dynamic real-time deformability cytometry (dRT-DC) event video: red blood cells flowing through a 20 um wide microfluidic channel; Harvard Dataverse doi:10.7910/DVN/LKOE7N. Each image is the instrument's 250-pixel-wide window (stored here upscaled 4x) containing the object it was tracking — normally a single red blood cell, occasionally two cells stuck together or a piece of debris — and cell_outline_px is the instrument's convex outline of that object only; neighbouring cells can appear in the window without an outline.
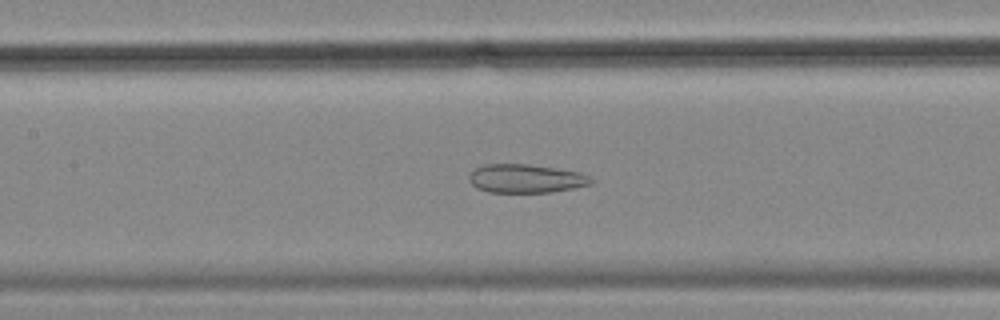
{"species": "common noctule bat (a hibernating species)", "species_latin": "Nyctalus noctula", "temperature_condition": "cold", "stored_images_in_passage": 55, "camera_frame_rate_fps": 3000, "um_per_image_px": 0.085, "animal": {"sex": "female", "body_mass_g": 18.4}, "frame": {"image": 1, "passage_image": 25, "time_ms": 8.0, "image_size_px": [1000, 320], "cell_outline_px": [[596, 180], [592, 184], [552, 192], [488, 192], [476, 188], [468, 180], [468, 176], [476, 168], [484, 164], [528, 164], [556, 168], [580, 172]], "centroid_in_image_um": [44.7, 15.18], "position_along_channel_um": 162.7, "area_um2": 20.4}}
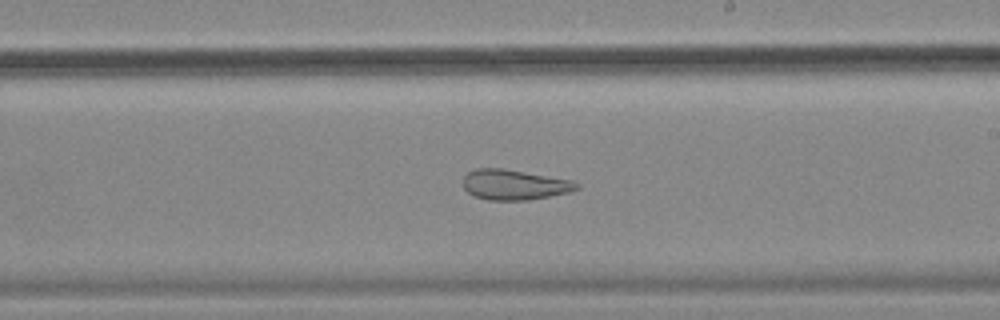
{"frame": {"image": 2, "passage_image": 32, "time_ms": 10.333, "image_size_px": [1000, 320], "cell_outline_px": [[580, 188], [568, 192], [528, 200], [488, 200], [472, 196], [464, 188], [464, 176], [468, 172], [476, 168], [500, 168], [572, 180], [580, 184]], "centroid_in_image_um": [43.7, 15.7], "position_along_channel_um": 245.3, "area_um2": 19.88}}
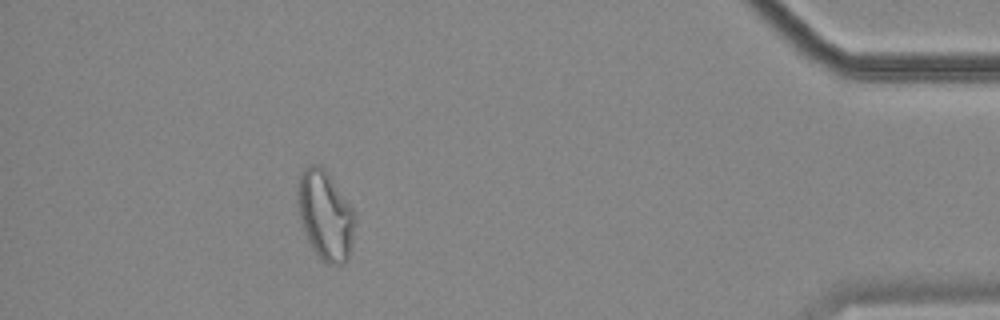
{"frame": {"image": 3, "passage_image": 50, "time_ms": 16.333, "image_size_px": [1000, 320], "cell_outline_px": [[356, 212], [352, 248], [348, 260], [344, 264], [328, 264], [320, 260], [312, 248], [308, 240], [300, 220], [296, 196], [296, 188], [300, 172], [304, 168], [312, 164], [320, 164], [324, 168]], "centroid_in_image_um": [27.65, 18.3], "position_along_channel_um": 407.6, "area_um2": 30.35}, "authors_computed_cell_mechanics": {"area_um2": 27.2816, "velocity_mm_per_s": 3.5541, "shape_relaxation_time_tau1_ms": null, "shape_relaxation_time_tau2_ms": 2.6574, "deformation_change_tau1": null, "deformation_change_tau2": 0.1101}}